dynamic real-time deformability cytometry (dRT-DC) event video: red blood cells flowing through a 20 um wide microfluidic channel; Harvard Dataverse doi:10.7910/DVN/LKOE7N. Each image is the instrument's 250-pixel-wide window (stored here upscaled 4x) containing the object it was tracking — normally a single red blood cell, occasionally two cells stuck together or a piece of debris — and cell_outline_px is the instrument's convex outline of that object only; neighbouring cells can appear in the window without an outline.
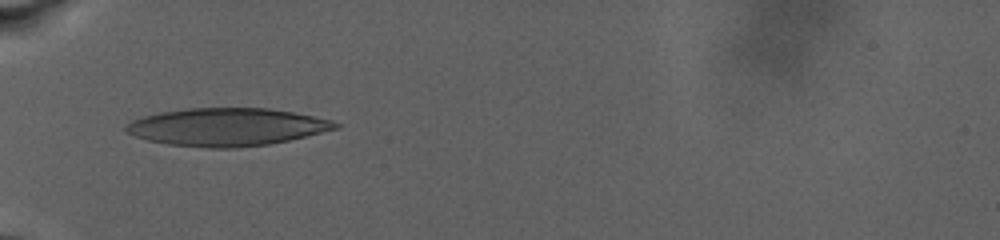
{"species": "human", "species_latin": "Homo sapiens", "temperature_condition": "warm", "stored_images_in_passage": 55, "camera_frame_rate_fps": 3000, "um_per_image_px": 0.085, "donor": {"sex": "male"}, "frame": {"image": 1, "passage_image": 1, "time_ms": 0.0, "image_size_px": [1000, 240], "cell_outline_px": [[340, 124], [336, 128], [288, 140], [268, 144], [232, 148], [208, 148], [168, 144], [148, 140], [136, 136], [128, 132], [124, 128], [132, 120], [144, 116], [160, 112], [188, 108], [268, 108], [292, 112], [332, 120]], "centroid_in_image_um": [19.25, 10.79], "position_along_channel_um": 65.8, "area_um2": 45.55}}
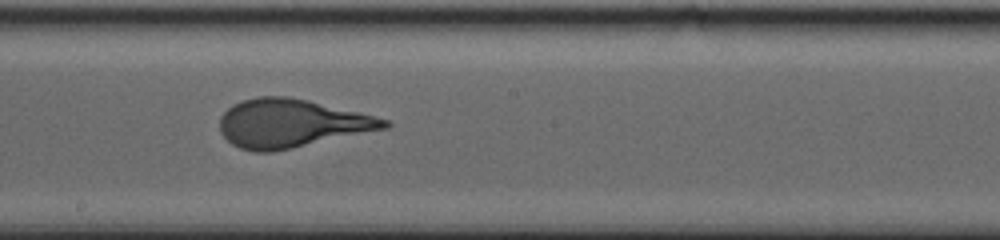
{"frame": {"image": 2, "passage_image": 23, "time_ms": 6.333, "image_size_px": [1000, 240], "cell_outline_px": [[392, 124], [388, 128], [292, 148], [272, 152], [252, 152], [240, 148], [232, 144], [220, 132], [220, 116], [232, 104], [240, 100], [260, 96], [288, 96], [308, 100], [388, 120]], "centroid_in_image_um": [24.71, 10.49], "position_along_channel_um": 223.5, "area_um2": 46.12}}
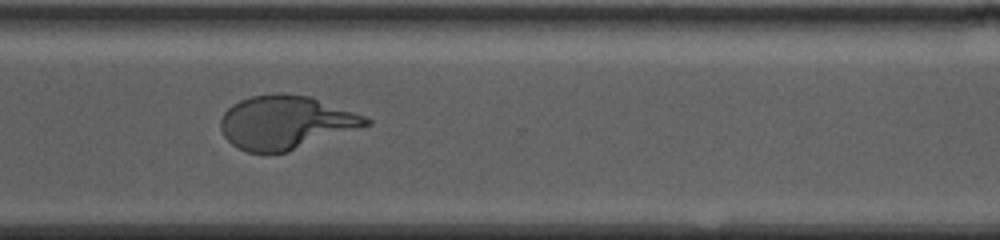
{"frame": {"image": 3, "passage_image": 40, "time_ms": 11.0, "image_size_px": [1000, 240], "cell_outline_px": [[372, 124], [288, 152], [248, 152], [232, 144], [224, 136], [220, 128], [220, 120], [224, 112], [232, 104], [240, 100], [252, 96], [276, 92], [284, 92], [312, 96], [364, 116], [372, 120]], "centroid_in_image_um": [24.29, 10.38], "position_along_channel_um": 346.3, "area_um2": 45.43}, "authors_computed_cell_mechanics": {"area_um2": 45.951, "velocity_mm_per_s": 2.6366, "shape_relaxation_time_tau1_ms": 7.8718, "shape_relaxation_time_tau2_ms": null, "deformation_change_tau1": 0.2753, "deformation_change_tau2": null}}